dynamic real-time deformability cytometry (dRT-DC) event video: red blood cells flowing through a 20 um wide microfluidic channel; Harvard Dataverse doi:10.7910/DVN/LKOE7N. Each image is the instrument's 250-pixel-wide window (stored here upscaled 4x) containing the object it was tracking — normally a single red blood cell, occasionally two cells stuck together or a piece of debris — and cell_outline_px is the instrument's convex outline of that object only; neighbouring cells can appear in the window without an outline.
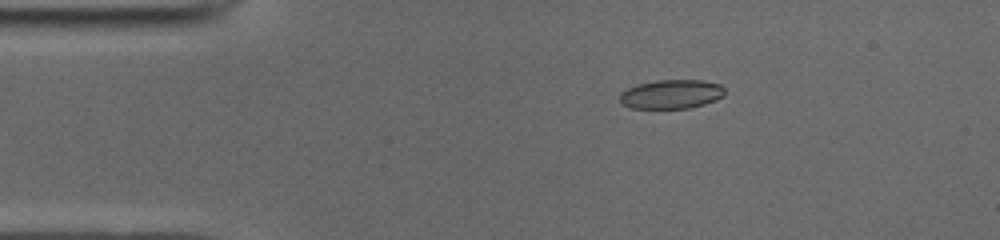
{"species": "common noctule bat (a hibernating species)", "species_latin": "Nyctalus noctula", "temperature_condition": "cold", "stored_images_in_passage": 44, "camera_frame_rate_fps": 3000, "um_per_image_px": 0.085, "animal": {"sex": "male", "body_mass_g": 19.0, "forearm_length_mm": 50.8}, "frame": {"image": 1, "passage_image": 2, "time_ms": 0.333, "image_size_px": [1000, 240], "cell_outline_px": [[724, 96], [716, 100], [704, 104], [688, 108], [628, 108], [620, 100], [620, 92], [636, 84], [656, 80], [704, 80], [720, 84], [724, 88]], "centroid_in_image_um": [57.07, 7.99], "position_along_channel_um": 27.9, "area_um2": 17.86}}
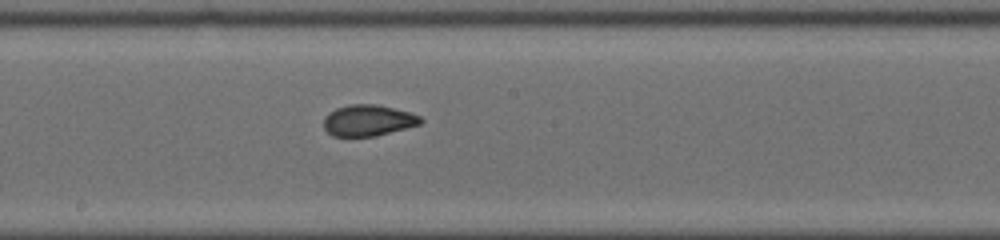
{"frame": {"image": 2, "passage_image": 20, "time_ms": 6.333, "image_size_px": [1000, 240], "cell_outline_px": [[424, 120], [420, 124], [376, 136], [332, 136], [324, 128], [324, 116], [328, 112], [336, 108], [348, 104], [376, 104], [408, 112], [420, 116]], "centroid_in_image_um": [31.26, 10.23], "position_along_channel_um": 216.9, "area_um2": 17.57}}
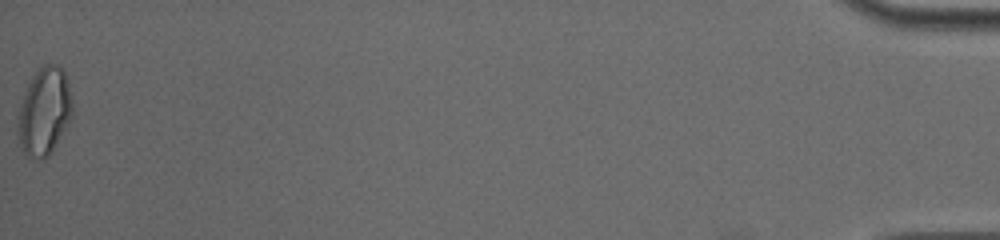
{"frame": {"image": 3, "passage_image": 44, "time_ms": 14.333, "image_size_px": [1000, 240], "cell_outline_px": [[72, 116], [52, 152], [44, 160], [36, 160], [28, 156], [20, 148], [16, 132], [16, 116], [28, 84], [36, 68], [44, 64], [60, 64], [64, 72], [68, 84], [72, 100]], "centroid_in_image_um": [3.73, 9.49], "position_along_channel_um": 431.5, "area_um2": 28.44}, "authors_computed_cell_mechanics": {"area_um2": 18.207, "velocity_mm_per_s": 3.9633, "shape_relaxation_time_tau1_ms": 3.3279, "shape_relaxation_time_tau2_ms": 1.4573, "deformation_change_tau1": 0.1636, "deformation_change_tau2": 0.0732}}